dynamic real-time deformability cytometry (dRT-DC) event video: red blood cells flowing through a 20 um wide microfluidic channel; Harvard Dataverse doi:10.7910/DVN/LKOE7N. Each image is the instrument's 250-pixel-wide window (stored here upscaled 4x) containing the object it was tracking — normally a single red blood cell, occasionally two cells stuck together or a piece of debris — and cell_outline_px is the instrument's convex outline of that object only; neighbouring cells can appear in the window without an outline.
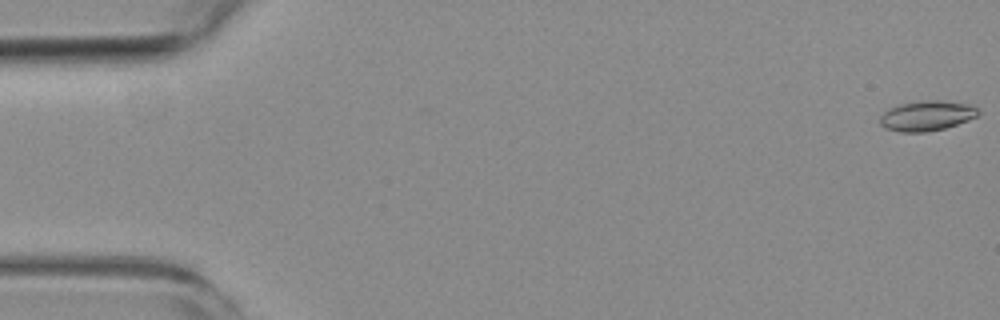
{"species": "common noctule bat (a hibernating species)", "species_latin": "Nyctalus noctula", "temperature_condition": "room temperature", "stored_images_in_passage": 2, "camera_frame_rate_fps": 3000, "um_per_image_px": 0.085, "animal": {"sex": "female", "body_mass_g": 19.3, "forearm_length_mm": 54.1}, "frame": {"image": 1, "passage_image": 1, "time_ms": 0.0, "image_size_px": [1000, 320], "cell_outline_px": [[980, 112], [976, 116], [968, 120], [944, 128], [924, 132], [900, 132], [884, 128], [880, 124], [880, 116], [888, 108], [900, 104], [924, 100], [940, 100], [968, 104], [976, 108]], "centroid_in_image_um": [78.73, 9.84], "position_along_channel_um": 6.3, "area_um2": 17.11}}